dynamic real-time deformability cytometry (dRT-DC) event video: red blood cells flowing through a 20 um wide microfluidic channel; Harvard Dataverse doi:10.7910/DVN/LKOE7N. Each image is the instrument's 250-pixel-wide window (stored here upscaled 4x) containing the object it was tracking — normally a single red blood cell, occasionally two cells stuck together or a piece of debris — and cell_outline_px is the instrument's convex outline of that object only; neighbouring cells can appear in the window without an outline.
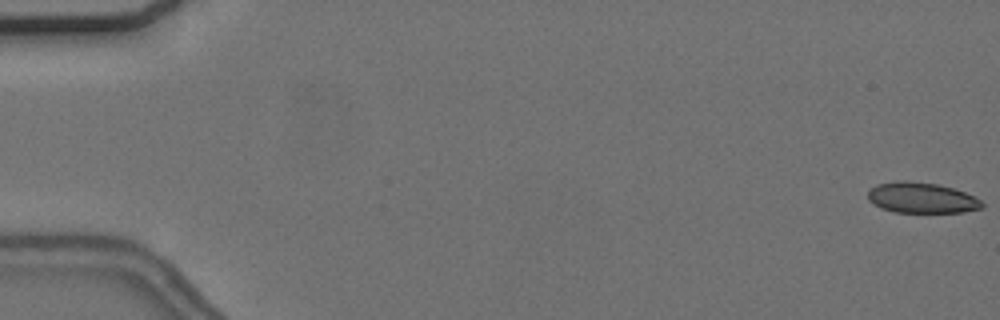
{"species": "common noctule bat (a hibernating species)", "species_latin": "Nyctalus noctula", "temperature_condition": "cold", "stored_images_in_passage": 56, "camera_frame_rate_fps": 3000, "um_per_image_px": 0.085, "animal": {"sex": "female", "body_mass_g": 24.6, "forearm_length_mm": 56.2}, "frame": {"image": 1, "passage_image": 1, "time_ms": 0.0, "image_size_px": [1000, 320], "cell_outline_px": [[984, 208], [964, 212], [896, 212], [880, 208], [872, 204], [868, 200], [868, 188], [876, 184], [900, 180], [904, 180], [936, 184], [952, 188], [964, 192], [980, 200], [984, 204]], "centroid_in_image_um": [78.29, 16.81], "position_along_channel_um": 6.7, "area_um2": 20.46}}
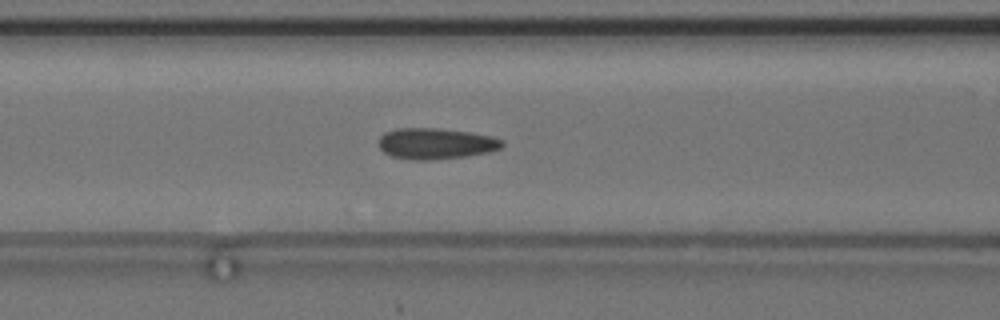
{"frame": {"image": 2, "passage_image": 24, "time_ms": 7.667, "image_size_px": [1000, 320], "cell_outline_px": [[504, 144], [500, 148], [488, 152], [468, 156], [428, 160], [412, 160], [392, 156], [384, 152], [380, 148], [380, 136], [384, 132], [396, 128], [440, 128], [468, 132], [492, 136], [504, 140]], "centroid_in_image_um": [37.05, 12.2], "position_along_channel_um": 129.6, "area_um2": 22.37}}
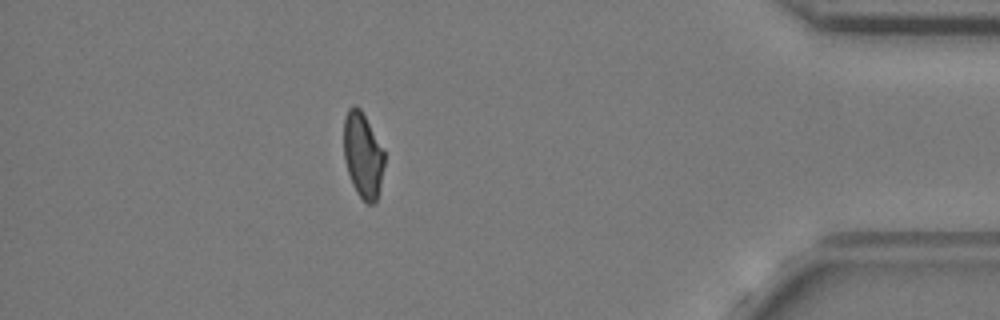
{"frame": {"image": 3, "passage_image": 50, "time_ms": 16.333, "image_size_px": [1000, 320], "cell_outline_px": [[384, 164], [380, 184], [376, 200], [372, 204], [368, 204], [356, 192], [352, 184], [344, 160], [344, 116], [348, 108], [352, 104], [356, 104], [360, 108], [384, 148]], "centroid_in_image_um": [30.83, 13.13], "position_along_channel_um": 404.4, "area_um2": 20.29}, "authors_computed_cell_mechanics": {"area_um2": 21.5594, "velocity_mm_per_s": 3.6862, "shape_relaxation_time_tau1_ms": null, "shape_relaxation_time_tau2_ms": 2.5455, "deformation_change_tau1": null, "deformation_change_tau2": 0.0841}}